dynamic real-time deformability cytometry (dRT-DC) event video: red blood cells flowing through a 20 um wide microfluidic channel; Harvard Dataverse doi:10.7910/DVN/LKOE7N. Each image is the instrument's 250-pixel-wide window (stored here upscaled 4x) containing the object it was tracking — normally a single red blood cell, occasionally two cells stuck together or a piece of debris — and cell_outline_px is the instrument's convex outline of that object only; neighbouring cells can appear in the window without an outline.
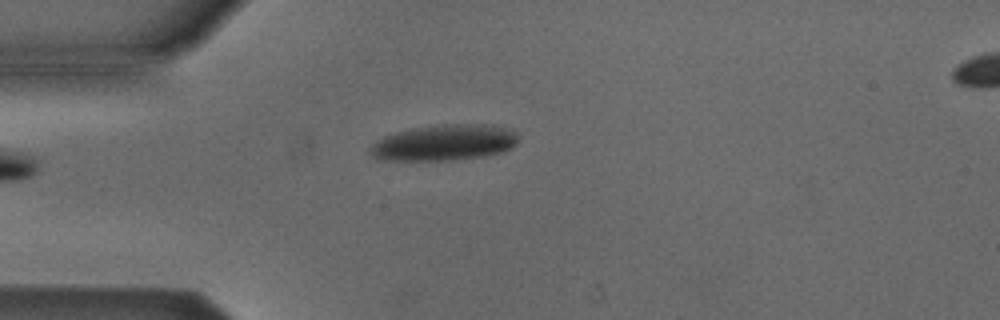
{"species": "Egyptian fruit bat (a non-hibernating species)", "species_latin": "Rousettus aegyptiacus", "temperature_condition": "cold", "stored_images_in_passage": 4, "camera_frame_rate_fps": 3000, "um_per_image_px": 0.085, "animal": {"sex": "male"}, "frame": {"image": 1, "passage_image": 3, "time_ms": 3.333, "image_size_px": [1000, 320], "cell_outline_px": [[520, 140], [512, 148], [504, 152], [480, 156], [452, 160], [380, 160], [372, 156], [368, 152], [372, 144], [384, 136], [396, 132], [412, 128], [444, 124], [492, 124], [512, 128], [516, 132]], "centroid_in_image_um": [37.82, 12.11], "position_along_channel_um": 47.2, "area_um2": 31.39}}